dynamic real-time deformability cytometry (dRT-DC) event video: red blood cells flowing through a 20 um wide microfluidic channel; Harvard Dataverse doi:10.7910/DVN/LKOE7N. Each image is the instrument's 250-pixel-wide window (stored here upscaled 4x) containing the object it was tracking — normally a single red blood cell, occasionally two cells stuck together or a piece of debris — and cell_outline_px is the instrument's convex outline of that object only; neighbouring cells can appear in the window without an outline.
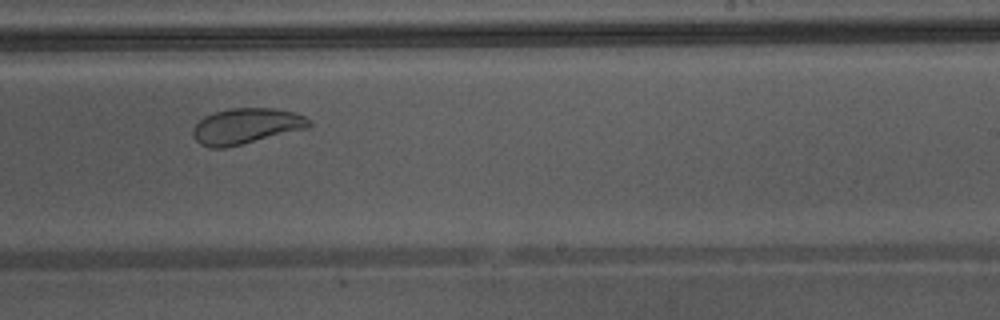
{"species": "Egyptian fruit bat (a non-hibernating species)", "species_latin": "Rousettus aegyptiacus", "temperature_condition": "warm", "stored_images_in_passage": 33, "camera_frame_rate_fps": 3000, "um_per_image_px": 0.085, "animal": {"sex": "male"}, "frame": {"image": 1, "passage_image": 19, "time_ms": 6.0, "image_size_px": [1000, 320], "cell_outline_px": [[312, 124], [308, 128], [224, 148], [208, 148], [200, 144], [192, 136], [192, 128], [204, 116], [212, 112], [228, 108], [272, 108], [296, 112], [304, 116]], "centroid_in_image_um": [20.88, 10.71], "position_along_channel_um": 268.1, "area_um2": 24.22}}